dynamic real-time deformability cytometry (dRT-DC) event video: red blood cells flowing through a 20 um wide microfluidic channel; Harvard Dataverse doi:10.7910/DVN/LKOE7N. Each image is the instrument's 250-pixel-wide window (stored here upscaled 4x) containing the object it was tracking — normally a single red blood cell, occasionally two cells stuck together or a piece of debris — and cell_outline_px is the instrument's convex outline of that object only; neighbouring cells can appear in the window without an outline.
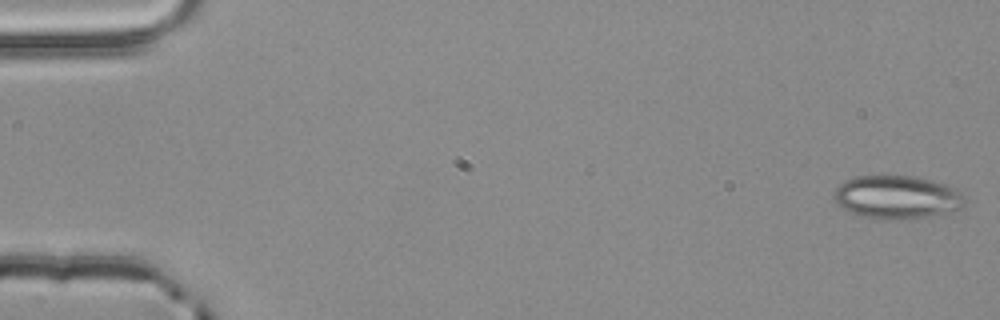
{"species": "common noctule bat (a hibernating species)", "species_latin": "Nyctalus noctula", "temperature_condition": "room temperature", "stored_images_in_passage": 54, "camera_frame_rate_fps": 3000, "um_per_image_px": 0.085, "animal": {"sex": "male", "body_mass_g": 20.4}, "frame": {"image": 1, "passage_image": 1, "time_ms": 0.0, "image_size_px": [1000, 320], "cell_outline_px": [[964, 204], [960, 208], [908, 220], [880, 220], [864, 216], [852, 212], [836, 204], [832, 196], [836, 188], [844, 180], [856, 176], [916, 176], [932, 180], [960, 188], [964, 200]], "centroid_in_image_um": [76.22, 16.75], "position_along_channel_um": 8.8, "area_um2": 33.12}}
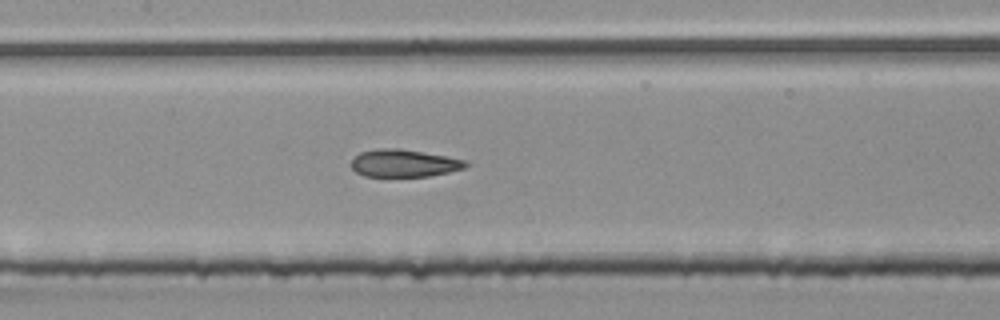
{"frame": {"image": 2, "passage_image": 26, "time_ms": 8.333, "image_size_px": [1000, 320], "cell_outline_px": [[468, 164], [464, 168], [432, 176], [364, 176], [356, 172], [352, 168], [352, 160], [360, 152], [376, 148], [400, 148], [444, 156], [464, 160]], "centroid_in_image_um": [34.3, 13.87], "position_along_channel_um": 173.1, "area_um2": 18.15}}
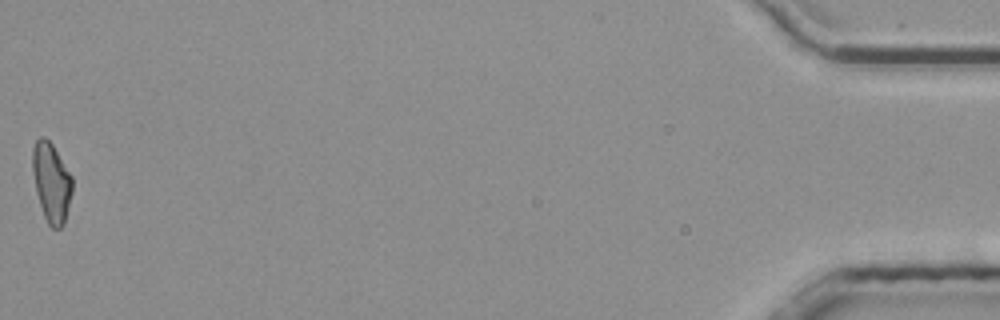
{"frame": {"image": 3, "passage_image": 54, "time_ms": 17.667, "image_size_px": [1000, 320], "cell_outline_px": [[72, 192], [64, 224], [60, 228], [52, 228], [48, 224], [44, 216], [36, 192], [32, 172], [32, 148], [36, 140], [40, 136], [44, 136], [52, 144], [72, 176]], "centroid_in_image_um": [4.36, 15.49], "position_along_channel_um": 430.8, "area_um2": 18.38}, "authors_computed_cell_mechanics": {"area_um2": 19.0162, "velocity_mm_per_s": 3.8761, "shape_relaxation_time_tau1_ms": null, "shape_relaxation_time_tau2_ms": 2.4207, "deformation_change_tau1": null, "deformation_change_tau2": 0.0946}}